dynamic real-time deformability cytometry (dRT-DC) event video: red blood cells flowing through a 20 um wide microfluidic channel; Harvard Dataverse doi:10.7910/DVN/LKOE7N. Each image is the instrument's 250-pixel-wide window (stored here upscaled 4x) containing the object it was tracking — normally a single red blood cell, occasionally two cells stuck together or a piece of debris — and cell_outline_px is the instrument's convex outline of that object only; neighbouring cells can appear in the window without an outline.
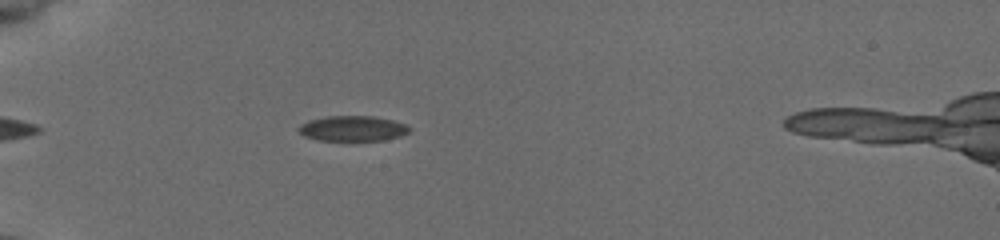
{"species": "common noctule bat (a hibernating species)", "species_latin": "Nyctalus noctula", "temperature_condition": "cold", "stored_images_in_passage": 44, "camera_frame_rate_fps": 3000, "um_per_image_px": 0.085, "animal": {"sex": "female", "body_mass_g": 19.5, "forearm_length_mm": 54.1}, "frame": {"image": 1, "passage_image": 8, "time_ms": 2.333, "image_size_px": [1000, 240], "cell_outline_px": [[412, 128], [408, 132], [400, 136], [384, 140], [316, 140], [304, 136], [296, 128], [300, 124], [308, 120], [324, 116], [372, 116], [392, 120], [404, 124]], "centroid_in_image_um": [29.93, 10.91], "position_along_channel_um": 55.1, "area_um2": 16.36}}
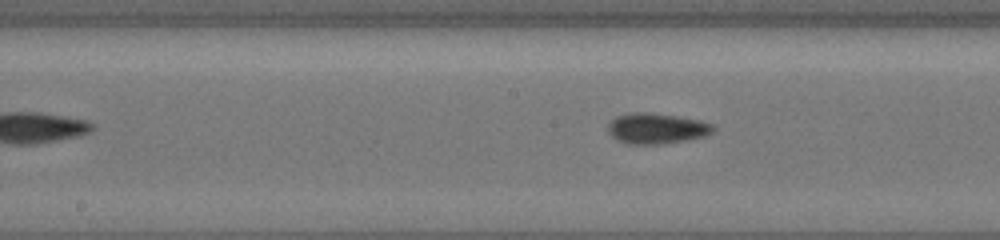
{"frame": {"image": 2, "passage_image": 20, "time_ms": 6.333, "image_size_px": [1000, 240], "cell_outline_px": [[716, 128], [712, 132], [704, 136], [664, 144], [624, 144], [616, 140], [608, 132], [608, 124], [616, 116], [632, 112], [648, 112], [676, 116], [700, 120], [712, 124]], "centroid_in_image_um": [55.78, 10.92], "position_along_channel_um": 192.4, "area_um2": 18.84}}
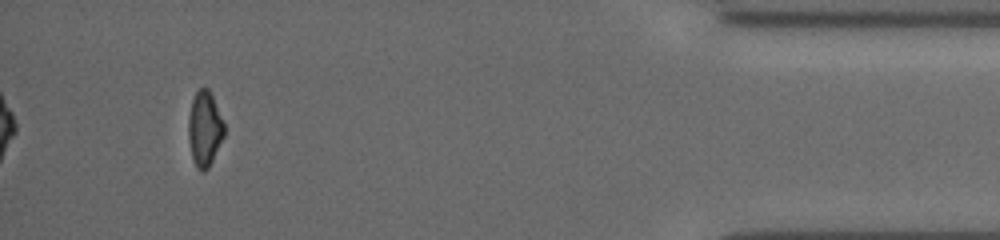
{"frame": {"image": 3, "passage_image": 41, "time_ms": 13.333, "image_size_px": [1000, 240], "cell_outline_px": [[224, 136], [208, 168], [204, 172], [200, 172], [196, 168], [192, 160], [188, 136], [188, 116], [192, 100], [196, 92], [200, 88], [208, 88], [212, 96], [224, 124]], "centroid_in_image_um": [17.37, 10.98], "position_along_channel_um": 417.8, "area_um2": 15.61}, "authors_computed_cell_mechanics": {"area_um2": 17.1377, "velocity_mm_per_s": 3.9587, "shape_relaxation_time_tau1_ms": 4.8602, "shape_relaxation_time_tau2_ms": 4.9074, "deformation_change_tau1": 0.0967, "deformation_change_tau2": 0.0949}}